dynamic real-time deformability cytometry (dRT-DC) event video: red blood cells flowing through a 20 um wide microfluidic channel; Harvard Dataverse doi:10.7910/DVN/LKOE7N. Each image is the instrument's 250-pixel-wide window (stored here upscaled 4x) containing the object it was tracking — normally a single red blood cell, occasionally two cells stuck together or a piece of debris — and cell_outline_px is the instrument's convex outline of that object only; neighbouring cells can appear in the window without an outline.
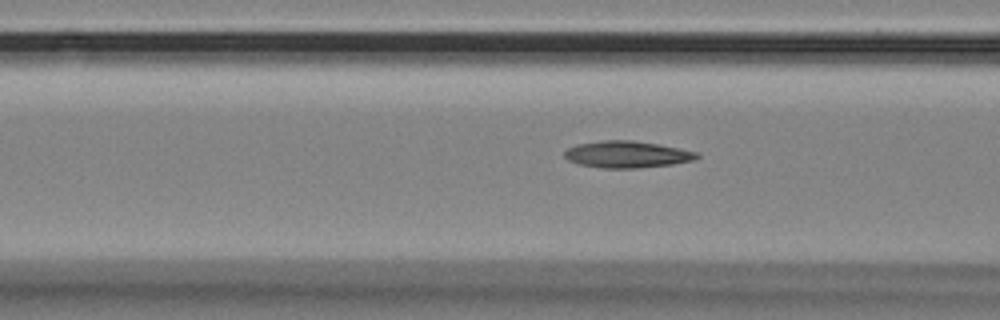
{"species": "Egyptian fruit bat (a non-hibernating species)", "species_latin": "Rousettus aegyptiacus", "temperature_condition": "room temperature", "stored_images_in_passage": 39, "camera_frame_rate_fps": 3000, "um_per_image_px": 0.085, "animal": {"sex": "female"}, "frame": {"image": 1, "passage_image": 4, "time_ms": 1.0, "image_size_px": [1000, 320], "cell_outline_px": [[700, 156], [696, 160], [672, 164], [640, 168], [604, 168], [580, 164], [568, 160], [564, 156], [564, 152], [568, 148], [576, 144], [604, 140], [632, 140], [656, 144], [700, 152]], "centroid_in_image_um": [53.32, 13.12], "position_along_channel_um": 113.3, "area_um2": 20.63}}
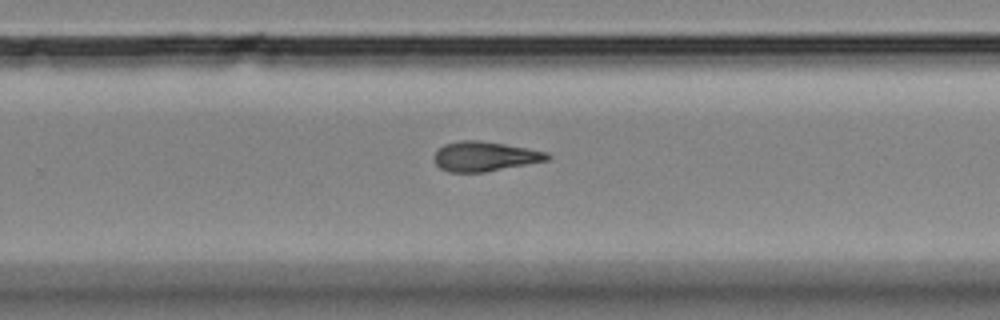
{"frame": {"image": 2, "passage_image": 19, "time_ms": 6.0, "image_size_px": [1000, 320], "cell_outline_px": [[552, 156], [548, 160], [484, 172], [448, 172], [440, 168], [436, 164], [436, 152], [444, 144], [460, 140], [480, 140], [504, 144], [548, 152]], "centroid_in_image_um": [41.22, 13.29], "position_along_channel_um": 288.6, "area_um2": 19.36}}
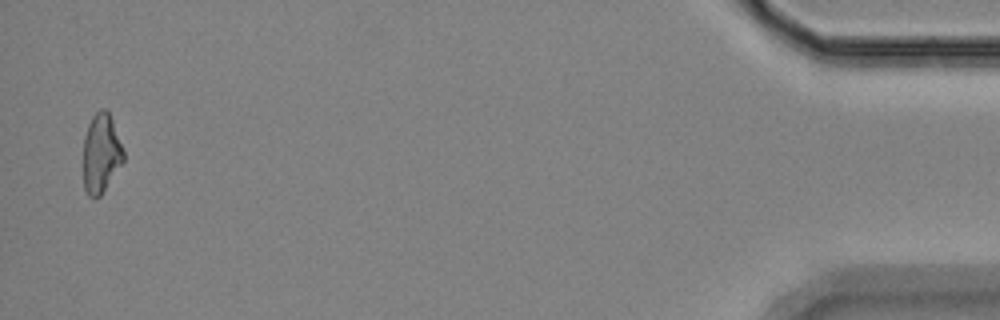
{"frame": {"image": 3, "passage_image": 38, "time_ms": 12.333, "image_size_px": [1000, 320], "cell_outline_px": [[124, 160], [100, 196], [88, 196], [84, 188], [84, 136], [88, 124], [92, 116], [100, 108], [104, 108], [108, 112], [112, 120], [124, 152]], "centroid_in_image_um": [8.58, 13.01], "position_along_channel_um": 426.6, "area_um2": 18.26}}